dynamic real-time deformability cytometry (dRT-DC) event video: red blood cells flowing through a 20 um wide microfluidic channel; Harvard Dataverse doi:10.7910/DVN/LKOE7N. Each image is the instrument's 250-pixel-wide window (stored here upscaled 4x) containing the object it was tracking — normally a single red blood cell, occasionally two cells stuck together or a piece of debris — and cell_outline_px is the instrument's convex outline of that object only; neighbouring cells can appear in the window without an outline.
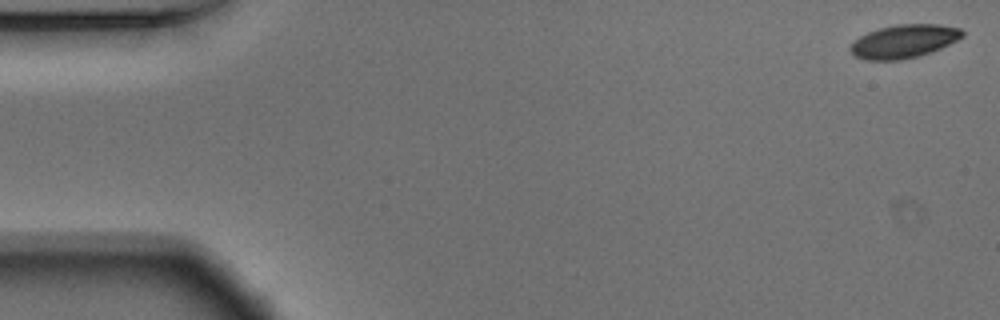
{"species": "Egyptian fruit bat (a non-hibernating species)", "species_latin": "Rousettus aegyptiacus", "temperature_condition": "warm", "stored_images_in_passage": 54, "camera_frame_rate_fps": 3000, "um_per_image_px": 0.085, "animal": {"sex": "male"}, "frame": {"image": 1, "passage_image": 1, "time_ms": 0.0, "image_size_px": [1000, 320], "cell_outline_px": [[964, 36], [932, 52], [920, 56], [900, 60], [864, 60], [852, 56], [848, 48], [860, 36], [868, 32], [880, 28], [896, 24], [940, 24], [960, 28], [964, 32]], "centroid_in_image_um": [76.81, 3.52], "position_along_channel_um": 8.2, "area_um2": 21.91}}
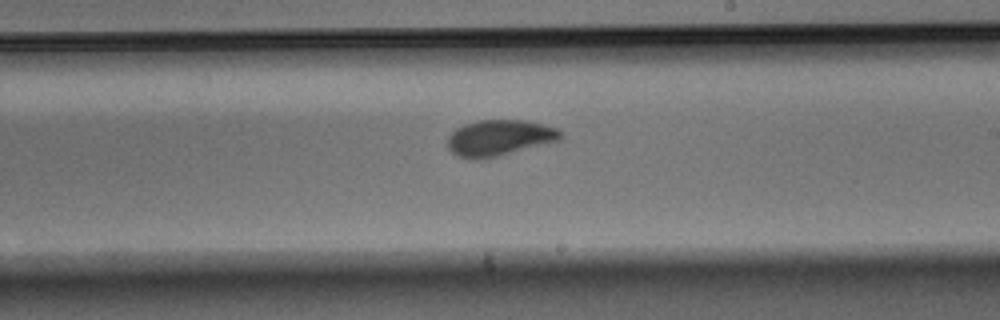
{"frame": {"image": 2, "passage_image": 31, "time_ms": 10.0, "image_size_px": [1000, 320], "cell_outline_px": [[564, 136], [560, 140], [496, 156], [476, 160], [456, 156], [448, 148], [448, 136], [456, 128], [464, 124], [480, 120], [528, 120], [560, 128], [564, 132]], "centroid_in_image_um": [42.48, 11.7], "position_along_channel_um": 246.5, "area_um2": 23.81}}
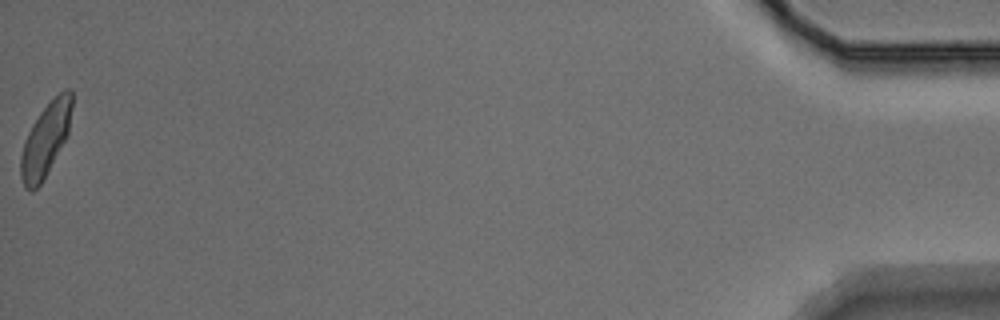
{"frame": {"image": 3, "passage_image": 54, "time_ms": 17.667, "image_size_px": [1000, 320], "cell_outline_px": [[72, 108], [68, 136], [40, 184], [32, 192], [24, 188], [20, 176], [20, 156], [24, 140], [32, 124], [40, 112], [64, 88], [72, 88]], "centroid_in_image_um": [3.87, 11.87], "position_along_channel_um": 431.3, "area_um2": 21.85}, "authors_computed_cell_mechanics": {"area_um2": 22.3975, "velocity_mm_per_s": 3.7228, "shape_relaxation_time_tau1_ms": 3.2197, "shape_relaxation_time_tau2_ms": 1.0819, "deformation_change_tau1": 0.1387, "deformation_change_tau2": 0.0709}}